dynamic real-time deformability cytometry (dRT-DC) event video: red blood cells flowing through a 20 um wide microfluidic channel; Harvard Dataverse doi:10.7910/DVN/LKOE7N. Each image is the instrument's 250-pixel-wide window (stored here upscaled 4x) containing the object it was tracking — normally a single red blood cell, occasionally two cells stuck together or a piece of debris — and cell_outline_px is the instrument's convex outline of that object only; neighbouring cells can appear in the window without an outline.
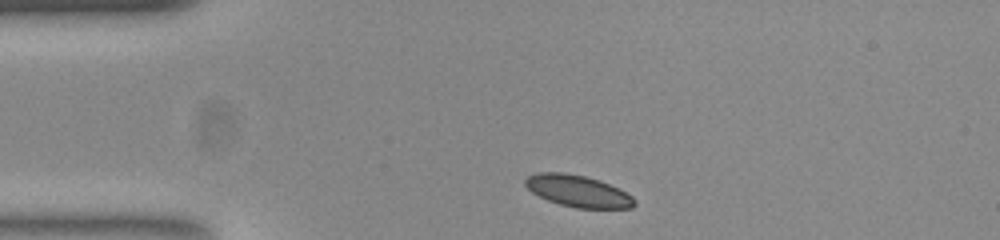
{"species": "common noctule bat (a hibernating species)", "species_latin": "Nyctalus noctula", "temperature_condition": "room temperature", "stored_images_in_passage": 36, "camera_frame_rate_fps": 3000, "um_per_image_px": 0.085, "animal": {"sex": "female", "body_mass_g": 23.0, "forearm_length_mm": 53.4}, "frame": {"image": 1, "passage_image": 1, "time_ms": 0.0, "image_size_px": [1000, 240], "cell_outline_px": [[636, 204], [632, 208], [576, 208], [560, 204], [548, 200], [532, 192], [524, 184], [524, 180], [528, 176], [536, 172], [564, 172], [584, 176], [600, 180], [632, 196], [636, 200]], "centroid_in_image_um": [49.11, 16.23], "position_along_channel_um": 35.9, "area_um2": 20.06}}
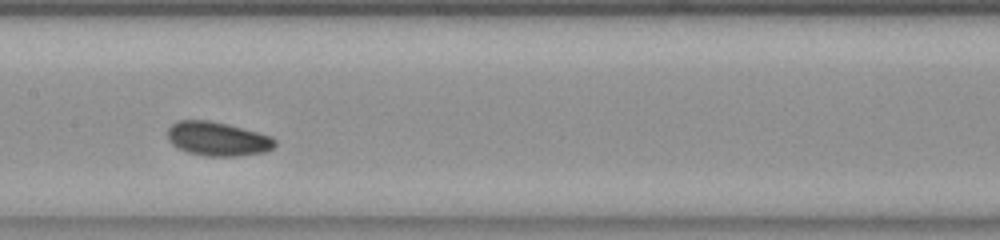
{"frame": {"image": 2, "passage_image": 16, "time_ms": 5.0, "image_size_px": [1000, 240], "cell_outline_px": [[276, 144], [272, 148], [264, 152], [236, 156], [204, 156], [188, 152], [172, 144], [168, 140], [168, 128], [176, 120], [208, 120], [228, 124], [272, 136], [276, 140]], "centroid_in_image_um": [18.49, 11.79], "position_along_channel_um": 188.9, "area_um2": 21.27}}
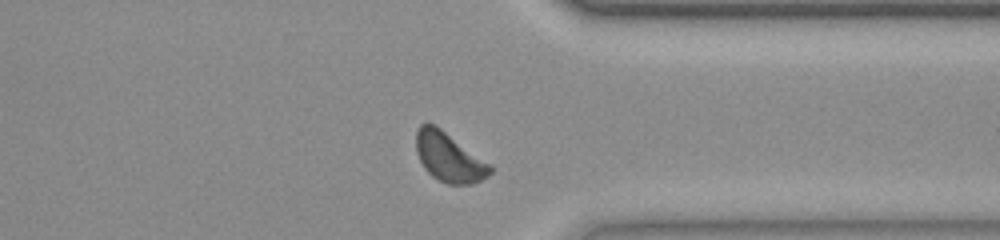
{"frame": {"image": 3, "passage_image": 31, "time_ms": 10.0, "image_size_px": [1000, 240], "cell_outline_px": [[492, 172], [488, 176], [472, 184], [448, 184], [432, 176], [424, 168], [416, 152], [416, 132], [420, 124], [432, 124], [440, 128], [492, 164]], "centroid_in_image_um": [38.18, 13.37], "position_along_channel_um": 373.2, "area_um2": 21.15}, "authors_computed_cell_mechanics": {"area_um2": 20.5479, "velocity_mm_per_s": 3.7796, "shape_relaxation_time_tau1_ms": null, "shape_relaxation_time_tau2_ms": 6.9695, "deformation_change_tau1": null, "deformation_change_tau2": 0.1151}}